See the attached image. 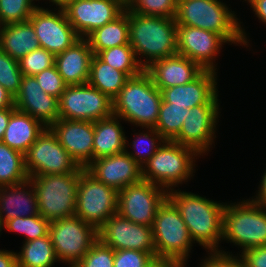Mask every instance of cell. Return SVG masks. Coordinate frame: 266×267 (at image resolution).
Returning a JSON list of instances; mask_svg holds the SVG:
<instances>
[{
	"mask_svg": "<svg viewBox=\"0 0 266 267\" xmlns=\"http://www.w3.org/2000/svg\"><path fill=\"white\" fill-rule=\"evenodd\" d=\"M168 199L179 210L193 243L196 241L210 254H220L225 203L174 188L168 191Z\"/></svg>",
	"mask_w": 266,
	"mask_h": 267,
	"instance_id": "cell-1",
	"label": "cell"
},
{
	"mask_svg": "<svg viewBox=\"0 0 266 267\" xmlns=\"http://www.w3.org/2000/svg\"><path fill=\"white\" fill-rule=\"evenodd\" d=\"M129 33V44L144 69L156 60L178 54L175 18L141 15L129 11ZM138 55L145 59L142 60Z\"/></svg>",
	"mask_w": 266,
	"mask_h": 267,
	"instance_id": "cell-2",
	"label": "cell"
},
{
	"mask_svg": "<svg viewBox=\"0 0 266 267\" xmlns=\"http://www.w3.org/2000/svg\"><path fill=\"white\" fill-rule=\"evenodd\" d=\"M230 10L220 0H178L175 21L177 25L208 30L223 36L231 44L247 47L249 40L245 29L240 26L234 11Z\"/></svg>",
	"mask_w": 266,
	"mask_h": 267,
	"instance_id": "cell-3",
	"label": "cell"
},
{
	"mask_svg": "<svg viewBox=\"0 0 266 267\" xmlns=\"http://www.w3.org/2000/svg\"><path fill=\"white\" fill-rule=\"evenodd\" d=\"M162 101L161 91L153 84L150 75L143 70L130 77L113 99V113L122 120L142 129L154 128Z\"/></svg>",
	"mask_w": 266,
	"mask_h": 267,
	"instance_id": "cell-4",
	"label": "cell"
},
{
	"mask_svg": "<svg viewBox=\"0 0 266 267\" xmlns=\"http://www.w3.org/2000/svg\"><path fill=\"white\" fill-rule=\"evenodd\" d=\"M198 155L191 147L165 140L143 165L142 179L169 191L194 176V159Z\"/></svg>",
	"mask_w": 266,
	"mask_h": 267,
	"instance_id": "cell-5",
	"label": "cell"
},
{
	"mask_svg": "<svg viewBox=\"0 0 266 267\" xmlns=\"http://www.w3.org/2000/svg\"><path fill=\"white\" fill-rule=\"evenodd\" d=\"M152 233L156 258L185 267L193 240L179 210L168 198L157 210Z\"/></svg>",
	"mask_w": 266,
	"mask_h": 267,
	"instance_id": "cell-6",
	"label": "cell"
},
{
	"mask_svg": "<svg viewBox=\"0 0 266 267\" xmlns=\"http://www.w3.org/2000/svg\"><path fill=\"white\" fill-rule=\"evenodd\" d=\"M242 247L241 251L266 245V208L252 199L225 203L223 238Z\"/></svg>",
	"mask_w": 266,
	"mask_h": 267,
	"instance_id": "cell-7",
	"label": "cell"
},
{
	"mask_svg": "<svg viewBox=\"0 0 266 267\" xmlns=\"http://www.w3.org/2000/svg\"><path fill=\"white\" fill-rule=\"evenodd\" d=\"M39 214L48 221L75 215L79 173L29 177Z\"/></svg>",
	"mask_w": 266,
	"mask_h": 267,
	"instance_id": "cell-8",
	"label": "cell"
},
{
	"mask_svg": "<svg viewBox=\"0 0 266 267\" xmlns=\"http://www.w3.org/2000/svg\"><path fill=\"white\" fill-rule=\"evenodd\" d=\"M117 211L118 191L83 168L79 173L75 215L98 230Z\"/></svg>",
	"mask_w": 266,
	"mask_h": 267,
	"instance_id": "cell-9",
	"label": "cell"
},
{
	"mask_svg": "<svg viewBox=\"0 0 266 267\" xmlns=\"http://www.w3.org/2000/svg\"><path fill=\"white\" fill-rule=\"evenodd\" d=\"M49 235L58 261L76 265L98 240V230L76 215L50 222Z\"/></svg>",
	"mask_w": 266,
	"mask_h": 267,
	"instance_id": "cell-10",
	"label": "cell"
},
{
	"mask_svg": "<svg viewBox=\"0 0 266 267\" xmlns=\"http://www.w3.org/2000/svg\"><path fill=\"white\" fill-rule=\"evenodd\" d=\"M24 165L29 177L80 173L83 169L58 142L49 127L24 154Z\"/></svg>",
	"mask_w": 266,
	"mask_h": 267,
	"instance_id": "cell-11",
	"label": "cell"
},
{
	"mask_svg": "<svg viewBox=\"0 0 266 267\" xmlns=\"http://www.w3.org/2000/svg\"><path fill=\"white\" fill-rule=\"evenodd\" d=\"M58 104L62 119L96 122L114 114L113 100L88 83L67 85Z\"/></svg>",
	"mask_w": 266,
	"mask_h": 267,
	"instance_id": "cell-12",
	"label": "cell"
},
{
	"mask_svg": "<svg viewBox=\"0 0 266 267\" xmlns=\"http://www.w3.org/2000/svg\"><path fill=\"white\" fill-rule=\"evenodd\" d=\"M168 198V191L146 180L118 191V211L122 217L152 227L158 208Z\"/></svg>",
	"mask_w": 266,
	"mask_h": 267,
	"instance_id": "cell-13",
	"label": "cell"
},
{
	"mask_svg": "<svg viewBox=\"0 0 266 267\" xmlns=\"http://www.w3.org/2000/svg\"><path fill=\"white\" fill-rule=\"evenodd\" d=\"M98 239L114 251L139 250L156 258L152 227L136 224L117 212L98 229Z\"/></svg>",
	"mask_w": 266,
	"mask_h": 267,
	"instance_id": "cell-14",
	"label": "cell"
},
{
	"mask_svg": "<svg viewBox=\"0 0 266 267\" xmlns=\"http://www.w3.org/2000/svg\"><path fill=\"white\" fill-rule=\"evenodd\" d=\"M48 10L37 7L28 19L33 25L39 46L54 56L64 52L76 43L80 37L68 21L62 8Z\"/></svg>",
	"mask_w": 266,
	"mask_h": 267,
	"instance_id": "cell-15",
	"label": "cell"
},
{
	"mask_svg": "<svg viewBox=\"0 0 266 267\" xmlns=\"http://www.w3.org/2000/svg\"><path fill=\"white\" fill-rule=\"evenodd\" d=\"M126 8L120 0H75L64 11L80 38L113 21Z\"/></svg>",
	"mask_w": 266,
	"mask_h": 267,
	"instance_id": "cell-16",
	"label": "cell"
},
{
	"mask_svg": "<svg viewBox=\"0 0 266 267\" xmlns=\"http://www.w3.org/2000/svg\"><path fill=\"white\" fill-rule=\"evenodd\" d=\"M218 114L219 104H201L192 107L187 111L180 133L172 141L193 148L199 156L205 155L216 137Z\"/></svg>",
	"mask_w": 266,
	"mask_h": 267,
	"instance_id": "cell-17",
	"label": "cell"
},
{
	"mask_svg": "<svg viewBox=\"0 0 266 267\" xmlns=\"http://www.w3.org/2000/svg\"><path fill=\"white\" fill-rule=\"evenodd\" d=\"M224 43L223 36L201 28L177 25V52L197 63L203 70L215 71V58Z\"/></svg>",
	"mask_w": 266,
	"mask_h": 267,
	"instance_id": "cell-18",
	"label": "cell"
},
{
	"mask_svg": "<svg viewBox=\"0 0 266 267\" xmlns=\"http://www.w3.org/2000/svg\"><path fill=\"white\" fill-rule=\"evenodd\" d=\"M49 128L80 167L93 161L94 122L59 118Z\"/></svg>",
	"mask_w": 266,
	"mask_h": 267,
	"instance_id": "cell-19",
	"label": "cell"
},
{
	"mask_svg": "<svg viewBox=\"0 0 266 267\" xmlns=\"http://www.w3.org/2000/svg\"><path fill=\"white\" fill-rule=\"evenodd\" d=\"M85 170L117 191L142 180V167L126 151L97 158Z\"/></svg>",
	"mask_w": 266,
	"mask_h": 267,
	"instance_id": "cell-20",
	"label": "cell"
},
{
	"mask_svg": "<svg viewBox=\"0 0 266 267\" xmlns=\"http://www.w3.org/2000/svg\"><path fill=\"white\" fill-rule=\"evenodd\" d=\"M14 102L16 110L29 114L45 127L59 119L58 98L43 92L34 76L23 75Z\"/></svg>",
	"mask_w": 266,
	"mask_h": 267,
	"instance_id": "cell-21",
	"label": "cell"
},
{
	"mask_svg": "<svg viewBox=\"0 0 266 267\" xmlns=\"http://www.w3.org/2000/svg\"><path fill=\"white\" fill-rule=\"evenodd\" d=\"M216 73L204 70L188 84L165 88L161 91L162 100L188 109L201 104H219Z\"/></svg>",
	"mask_w": 266,
	"mask_h": 267,
	"instance_id": "cell-22",
	"label": "cell"
},
{
	"mask_svg": "<svg viewBox=\"0 0 266 267\" xmlns=\"http://www.w3.org/2000/svg\"><path fill=\"white\" fill-rule=\"evenodd\" d=\"M144 70L160 91L188 84L204 71L197 63L179 54L156 60Z\"/></svg>",
	"mask_w": 266,
	"mask_h": 267,
	"instance_id": "cell-23",
	"label": "cell"
},
{
	"mask_svg": "<svg viewBox=\"0 0 266 267\" xmlns=\"http://www.w3.org/2000/svg\"><path fill=\"white\" fill-rule=\"evenodd\" d=\"M29 188V190L25 188ZM39 214L35 189L27 181L0 187V226L17 217H29Z\"/></svg>",
	"mask_w": 266,
	"mask_h": 267,
	"instance_id": "cell-24",
	"label": "cell"
},
{
	"mask_svg": "<svg viewBox=\"0 0 266 267\" xmlns=\"http://www.w3.org/2000/svg\"><path fill=\"white\" fill-rule=\"evenodd\" d=\"M93 56L89 42L80 38L70 48L55 56V66L67 85L86 84Z\"/></svg>",
	"mask_w": 266,
	"mask_h": 267,
	"instance_id": "cell-25",
	"label": "cell"
},
{
	"mask_svg": "<svg viewBox=\"0 0 266 267\" xmlns=\"http://www.w3.org/2000/svg\"><path fill=\"white\" fill-rule=\"evenodd\" d=\"M120 120L122 119L113 114L94 122L93 160L126 150V143L129 142Z\"/></svg>",
	"mask_w": 266,
	"mask_h": 267,
	"instance_id": "cell-26",
	"label": "cell"
},
{
	"mask_svg": "<svg viewBox=\"0 0 266 267\" xmlns=\"http://www.w3.org/2000/svg\"><path fill=\"white\" fill-rule=\"evenodd\" d=\"M39 47L35 29L29 20L0 26V48L13 59L19 61Z\"/></svg>",
	"mask_w": 266,
	"mask_h": 267,
	"instance_id": "cell-27",
	"label": "cell"
},
{
	"mask_svg": "<svg viewBox=\"0 0 266 267\" xmlns=\"http://www.w3.org/2000/svg\"><path fill=\"white\" fill-rule=\"evenodd\" d=\"M45 128L41 122L33 119L29 114L15 110L10 116L2 142L25 154Z\"/></svg>",
	"mask_w": 266,
	"mask_h": 267,
	"instance_id": "cell-28",
	"label": "cell"
},
{
	"mask_svg": "<svg viewBox=\"0 0 266 267\" xmlns=\"http://www.w3.org/2000/svg\"><path fill=\"white\" fill-rule=\"evenodd\" d=\"M129 10H125L113 21L94 30L85 39L93 54L108 48L129 44Z\"/></svg>",
	"mask_w": 266,
	"mask_h": 267,
	"instance_id": "cell-29",
	"label": "cell"
},
{
	"mask_svg": "<svg viewBox=\"0 0 266 267\" xmlns=\"http://www.w3.org/2000/svg\"><path fill=\"white\" fill-rule=\"evenodd\" d=\"M129 78L126 73L112 68L96 54H93L90 62L88 84L113 100Z\"/></svg>",
	"mask_w": 266,
	"mask_h": 267,
	"instance_id": "cell-30",
	"label": "cell"
},
{
	"mask_svg": "<svg viewBox=\"0 0 266 267\" xmlns=\"http://www.w3.org/2000/svg\"><path fill=\"white\" fill-rule=\"evenodd\" d=\"M18 267H51L58 261L50 235L24 242L16 253Z\"/></svg>",
	"mask_w": 266,
	"mask_h": 267,
	"instance_id": "cell-31",
	"label": "cell"
},
{
	"mask_svg": "<svg viewBox=\"0 0 266 267\" xmlns=\"http://www.w3.org/2000/svg\"><path fill=\"white\" fill-rule=\"evenodd\" d=\"M28 179L24 154L0 141V187L21 184Z\"/></svg>",
	"mask_w": 266,
	"mask_h": 267,
	"instance_id": "cell-32",
	"label": "cell"
},
{
	"mask_svg": "<svg viewBox=\"0 0 266 267\" xmlns=\"http://www.w3.org/2000/svg\"><path fill=\"white\" fill-rule=\"evenodd\" d=\"M97 56L112 68L126 73L129 77H134L144 70L130 44L105 49L100 51Z\"/></svg>",
	"mask_w": 266,
	"mask_h": 267,
	"instance_id": "cell-33",
	"label": "cell"
},
{
	"mask_svg": "<svg viewBox=\"0 0 266 267\" xmlns=\"http://www.w3.org/2000/svg\"><path fill=\"white\" fill-rule=\"evenodd\" d=\"M187 111L190 109L162 100L158 121L154 128L165 140L172 141L180 133Z\"/></svg>",
	"mask_w": 266,
	"mask_h": 267,
	"instance_id": "cell-34",
	"label": "cell"
},
{
	"mask_svg": "<svg viewBox=\"0 0 266 267\" xmlns=\"http://www.w3.org/2000/svg\"><path fill=\"white\" fill-rule=\"evenodd\" d=\"M5 227V228H4ZM50 221L43 218L40 214L29 217H17L6 221L1 229L10 232H19L26 236L24 242L44 237L49 234Z\"/></svg>",
	"mask_w": 266,
	"mask_h": 267,
	"instance_id": "cell-35",
	"label": "cell"
},
{
	"mask_svg": "<svg viewBox=\"0 0 266 267\" xmlns=\"http://www.w3.org/2000/svg\"><path fill=\"white\" fill-rule=\"evenodd\" d=\"M147 130L148 131L146 133H144V130L140 134L135 133V136L137 137H135V140L132 141L131 144L132 148L134 149L133 151L135 152H128L127 147L129 146L127 144L125 150L126 153L131 156L141 167H143V165L156 153L158 148L165 141V139L155 128H148ZM147 144L149 145L147 146Z\"/></svg>",
	"mask_w": 266,
	"mask_h": 267,
	"instance_id": "cell-36",
	"label": "cell"
},
{
	"mask_svg": "<svg viewBox=\"0 0 266 267\" xmlns=\"http://www.w3.org/2000/svg\"><path fill=\"white\" fill-rule=\"evenodd\" d=\"M178 0H130L126 9L141 15L175 18Z\"/></svg>",
	"mask_w": 266,
	"mask_h": 267,
	"instance_id": "cell-37",
	"label": "cell"
},
{
	"mask_svg": "<svg viewBox=\"0 0 266 267\" xmlns=\"http://www.w3.org/2000/svg\"><path fill=\"white\" fill-rule=\"evenodd\" d=\"M33 1L0 0V26L28 21L34 10L38 7Z\"/></svg>",
	"mask_w": 266,
	"mask_h": 267,
	"instance_id": "cell-38",
	"label": "cell"
},
{
	"mask_svg": "<svg viewBox=\"0 0 266 267\" xmlns=\"http://www.w3.org/2000/svg\"><path fill=\"white\" fill-rule=\"evenodd\" d=\"M22 77L18 60L0 48V85L15 97L20 89Z\"/></svg>",
	"mask_w": 266,
	"mask_h": 267,
	"instance_id": "cell-39",
	"label": "cell"
},
{
	"mask_svg": "<svg viewBox=\"0 0 266 267\" xmlns=\"http://www.w3.org/2000/svg\"><path fill=\"white\" fill-rule=\"evenodd\" d=\"M18 62L23 75L35 76L43 70L53 67L55 56L46 49L39 47L22 57Z\"/></svg>",
	"mask_w": 266,
	"mask_h": 267,
	"instance_id": "cell-40",
	"label": "cell"
},
{
	"mask_svg": "<svg viewBox=\"0 0 266 267\" xmlns=\"http://www.w3.org/2000/svg\"><path fill=\"white\" fill-rule=\"evenodd\" d=\"M114 250L99 239L92 245L77 267H113Z\"/></svg>",
	"mask_w": 266,
	"mask_h": 267,
	"instance_id": "cell-41",
	"label": "cell"
},
{
	"mask_svg": "<svg viewBox=\"0 0 266 267\" xmlns=\"http://www.w3.org/2000/svg\"><path fill=\"white\" fill-rule=\"evenodd\" d=\"M34 77L43 92L51 94L58 99L67 87V84L64 82L62 76L57 71L55 65L49 69L43 70Z\"/></svg>",
	"mask_w": 266,
	"mask_h": 267,
	"instance_id": "cell-42",
	"label": "cell"
},
{
	"mask_svg": "<svg viewBox=\"0 0 266 267\" xmlns=\"http://www.w3.org/2000/svg\"><path fill=\"white\" fill-rule=\"evenodd\" d=\"M154 258L146 252L132 249L114 251L113 267H146Z\"/></svg>",
	"mask_w": 266,
	"mask_h": 267,
	"instance_id": "cell-43",
	"label": "cell"
},
{
	"mask_svg": "<svg viewBox=\"0 0 266 267\" xmlns=\"http://www.w3.org/2000/svg\"><path fill=\"white\" fill-rule=\"evenodd\" d=\"M239 256L242 267H266V245L244 250Z\"/></svg>",
	"mask_w": 266,
	"mask_h": 267,
	"instance_id": "cell-44",
	"label": "cell"
},
{
	"mask_svg": "<svg viewBox=\"0 0 266 267\" xmlns=\"http://www.w3.org/2000/svg\"><path fill=\"white\" fill-rule=\"evenodd\" d=\"M208 254L209 256L201 262V267H241V263L237 258L238 256H234L228 252L226 253L224 250H220V254Z\"/></svg>",
	"mask_w": 266,
	"mask_h": 267,
	"instance_id": "cell-45",
	"label": "cell"
},
{
	"mask_svg": "<svg viewBox=\"0 0 266 267\" xmlns=\"http://www.w3.org/2000/svg\"><path fill=\"white\" fill-rule=\"evenodd\" d=\"M0 267H18L16 252L0 250Z\"/></svg>",
	"mask_w": 266,
	"mask_h": 267,
	"instance_id": "cell-46",
	"label": "cell"
},
{
	"mask_svg": "<svg viewBox=\"0 0 266 267\" xmlns=\"http://www.w3.org/2000/svg\"><path fill=\"white\" fill-rule=\"evenodd\" d=\"M255 15L266 24V0H247Z\"/></svg>",
	"mask_w": 266,
	"mask_h": 267,
	"instance_id": "cell-47",
	"label": "cell"
},
{
	"mask_svg": "<svg viewBox=\"0 0 266 267\" xmlns=\"http://www.w3.org/2000/svg\"><path fill=\"white\" fill-rule=\"evenodd\" d=\"M16 108L0 109V141H2L5 130L8 126L11 114Z\"/></svg>",
	"mask_w": 266,
	"mask_h": 267,
	"instance_id": "cell-48",
	"label": "cell"
},
{
	"mask_svg": "<svg viewBox=\"0 0 266 267\" xmlns=\"http://www.w3.org/2000/svg\"><path fill=\"white\" fill-rule=\"evenodd\" d=\"M15 108L14 96L0 85V109Z\"/></svg>",
	"mask_w": 266,
	"mask_h": 267,
	"instance_id": "cell-49",
	"label": "cell"
},
{
	"mask_svg": "<svg viewBox=\"0 0 266 267\" xmlns=\"http://www.w3.org/2000/svg\"><path fill=\"white\" fill-rule=\"evenodd\" d=\"M261 183L259 186V190H258V193L257 195L255 196L256 198H252V200L259 204V205H262L263 207L266 208V171L264 172L263 176H262V179L260 180Z\"/></svg>",
	"mask_w": 266,
	"mask_h": 267,
	"instance_id": "cell-50",
	"label": "cell"
},
{
	"mask_svg": "<svg viewBox=\"0 0 266 267\" xmlns=\"http://www.w3.org/2000/svg\"><path fill=\"white\" fill-rule=\"evenodd\" d=\"M146 267H179V266L172 261H169L166 259L155 258Z\"/></svg>",
	"mask_w": 266,
	"mask_h": 267,
	"instance_id": "cell-51",
	"label": "cell"
},
{
	"mask_svg": "<svg viewBox=\"0 0 266 267\" xmlns=\"http://www.w3.org/2000/svg\"><path fill=\"white\" fill-rule=\"evenodd\" d=\"M50 2L53 3V5L55 4L56 7L58 6V8H64L66 7L70 2L75 1V0H49Z\"/></svg>",
	"mask_w": 266,
	"mask_h": 267,
	"instance_id": "cell-52",
	"label": "cell"
},
{
	"mask_svg": "<svg viewBox=\"0 0 266 267\" xmlns=\"http://www.w3.org/2000/svg\"><path fill=\"white\" fill-rule=\"evenodd\" d=\"M124 5H127L130 0H120Z\"/></svg>",
	"mask_w": 266,
	"mask_h": 267,
	"instance_id": "cell-53",
	"label": "cell"
}]
</instances>
